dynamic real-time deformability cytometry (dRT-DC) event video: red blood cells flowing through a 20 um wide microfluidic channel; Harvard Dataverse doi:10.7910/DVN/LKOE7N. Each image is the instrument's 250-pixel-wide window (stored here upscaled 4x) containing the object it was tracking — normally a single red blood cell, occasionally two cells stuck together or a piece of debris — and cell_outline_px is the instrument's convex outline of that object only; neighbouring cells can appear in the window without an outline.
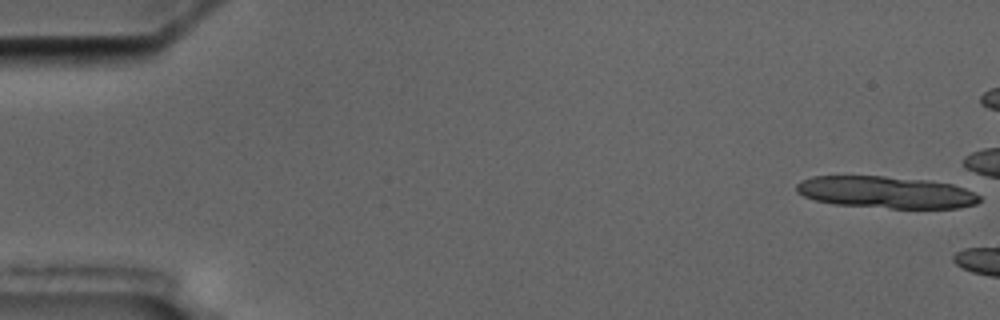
{"species": "common noctule bat (a hibernating species)", "species_latin": "Nyctalus noctula", "temperature_condition": "cold", "stored_images_in_passage": 3, "camera_frame_rate_fps": 3000, "um_per_image_px": 0.085, "animal": {"sex": "male", "body_mass_g": 17.5, "forearm_length_mm": 52.3}, "frame": {"image": 1, "passage_image": 1, "time_ms": 0.0, "image_size_px": [1000, 320], "cell_outline_px": [[980, 200], [976, 204], [960, 208], [888, 208], [836, 204], [816, 200], [804, 196], [796, 192], [796, 184], [800, 180], [812, 176], [884, 176], [928, 180], [952, 184], [964, 188], [980, 196]], "centroid_in_image_um": [75.3, 16.34], "position_along_channel_um": 9.7, "area_um2": 34.1}}